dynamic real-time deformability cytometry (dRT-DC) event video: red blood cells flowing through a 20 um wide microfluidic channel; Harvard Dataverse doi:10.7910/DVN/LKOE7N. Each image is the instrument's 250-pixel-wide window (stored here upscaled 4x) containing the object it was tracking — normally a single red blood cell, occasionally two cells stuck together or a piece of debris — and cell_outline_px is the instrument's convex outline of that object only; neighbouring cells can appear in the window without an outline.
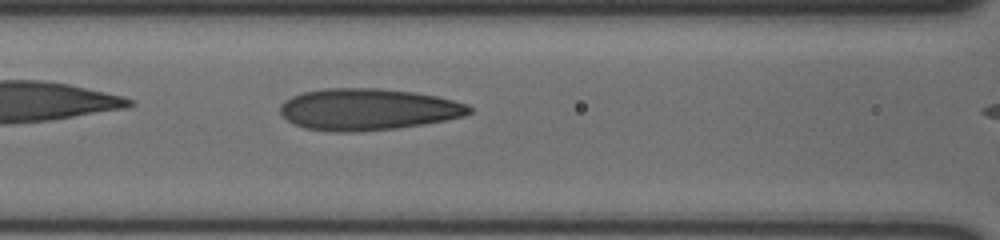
{"species": "human", "species_latin": "Homo sapiens", "temperature_condition": "cold", "stored_images_in_passage": 32, "camera_frame_rate_fps": 3000, "um_per_image_px": 0.085, "donor": {"sex": "male"}, "frame": {"image": 1, "passage_image": 8, "time_ms": 2.333, "image_size_px": [1000, 240], "cell_outline_px": [[472, 112], [464, 116], [424, 124], [396, 128], [360, 132], [332, 132], [304, 128], [288, 120], [280, 112], [280, 104], [284, 100], [292, 96], [304, 92], [324, 88], [376, 88], [412, 92], [436, 96], [468, 104], [472, 108]], "centroid_in_image_um": [31.26, 9.3], "position_along_channel_um": 135.3, "area_um2": 45.89}}
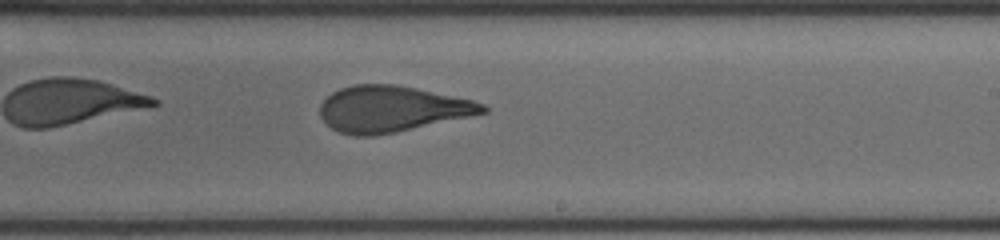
{"frame": {"image": 2, "passage_image": 18, "time_ms": 5.667, "image_size_px": [1000, 240], "cell_outline_px": [[488, 112], [396, 132], [376, 136], [352, 136], [340, 132], [332, 128], [320, 116], [320, 104], [332, 92], [340, 88], [352, 84], [396, 84], [416, 88], [472, 100], [484, 104], [488, 108]], "centroid_in_image_um": [33.27, 9.26], "position_along_channel_um": 255.7, "area_um2": 43.52}}
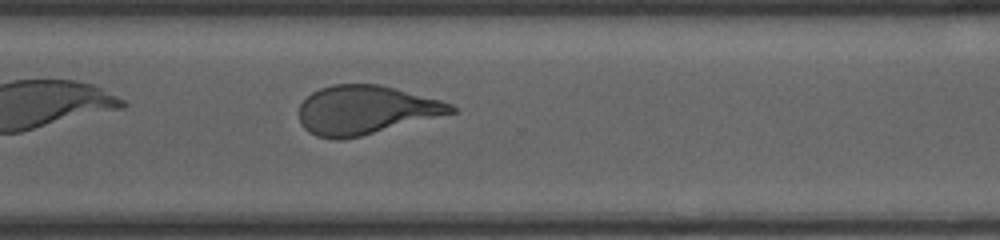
{"frame": {"image": 3, "passage_image": 25, "time_ms": 8.0, "image_size_px": [1000, 240], "cell_outline_px": [[456, 112], [360, 136], [340, 140], [332, 140], [316, 136], [308, 132], [300, 124], [300, 104], [312, 92], [320, 88], [332, 84], [380, 84], [440, 100], [452, 104], [456, 108]], "centroid_in_image_um": [31.04, 9.35], "position_along_channel_um": 339.6, "area_um2": 43.06}}